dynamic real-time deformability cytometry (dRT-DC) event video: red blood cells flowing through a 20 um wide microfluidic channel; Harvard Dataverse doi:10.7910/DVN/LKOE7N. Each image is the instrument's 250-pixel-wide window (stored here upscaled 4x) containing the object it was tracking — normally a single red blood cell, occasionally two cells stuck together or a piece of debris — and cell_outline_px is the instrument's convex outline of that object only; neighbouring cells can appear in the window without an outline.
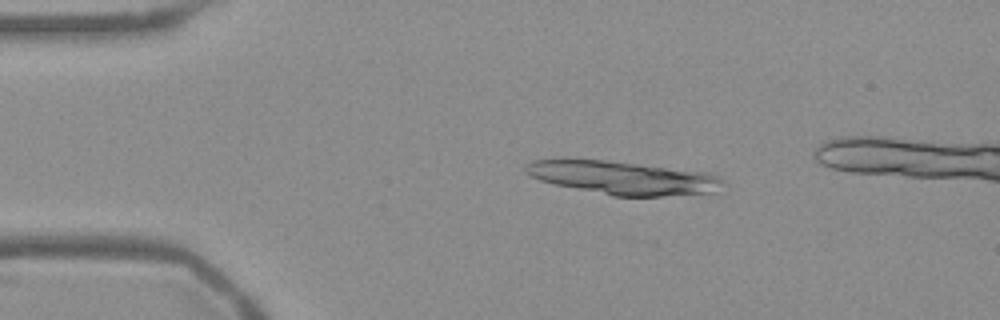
{"species": "Egyptian fruit bat (a non-hibernating species)", "species_latin": "Rousettus aegyptiacus", "temperature_condition": "warm", "stored_images_in_passage": 51, "segment_of_instrument_passage": [1, 2], "camera_frame_rate_fps": 3000, "um_per_image_px": 0.085, "frame": {"image": 1, "passage_image": 10, "time_ms": 3.0, "image_size_px": [1000, 320], "cell_outline_px": [[724, 184], [712, 192], [660, 196], [612, 196], [556, 184], [540, 180], [528, 176], [524, 172], [524, 164], [532, 160], [604, 160], [704, 172], [716, 176]], "centroid_in_image_um": [52.86, 15.11], "position_along_channel_um": 32.1, "area_um2": 37.51}}